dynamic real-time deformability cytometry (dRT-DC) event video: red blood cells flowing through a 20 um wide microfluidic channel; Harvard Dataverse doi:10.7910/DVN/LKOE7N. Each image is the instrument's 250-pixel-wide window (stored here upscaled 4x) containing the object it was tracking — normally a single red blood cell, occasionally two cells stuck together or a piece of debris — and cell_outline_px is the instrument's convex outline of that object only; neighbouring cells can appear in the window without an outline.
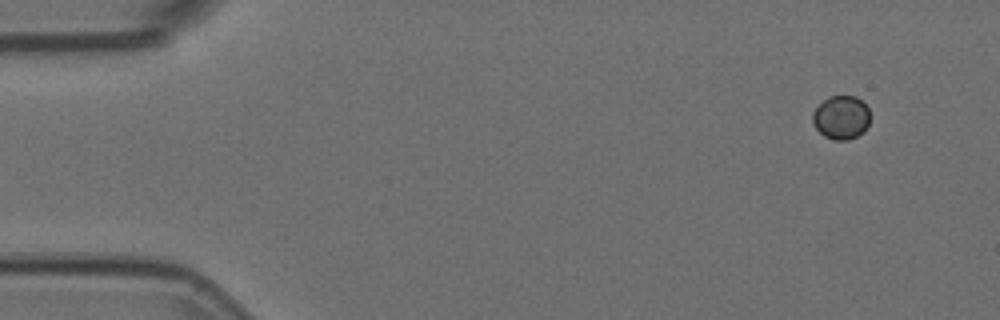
{"species": "Egyptian fruit bat (a non-hibernating species)", "species_latin": "Rousettus aegyptiacus", "temperature_condition": "room temperature", "stored_images_in_passage": 2, "camera_frame_rate_fps": 3000, "um_per_image_px": 0.085, "animal": {"sex": "female"}, "frame": {"image": 1, "passage_image": 2, "time_ms": 0.333, "image_size_px": [1000, 320], "cell_outline_px": [[868, 124], [864, 132], [848, 140], [836, 140], [824, 136], [816, 128], [812, 120], [812, 112], [828, 96], [856, 96], [868, 108]], "centroid_in_image_um": [71.49, 9.98], "position_along_channel_um": 13.5, "area_um2": 14.45}}